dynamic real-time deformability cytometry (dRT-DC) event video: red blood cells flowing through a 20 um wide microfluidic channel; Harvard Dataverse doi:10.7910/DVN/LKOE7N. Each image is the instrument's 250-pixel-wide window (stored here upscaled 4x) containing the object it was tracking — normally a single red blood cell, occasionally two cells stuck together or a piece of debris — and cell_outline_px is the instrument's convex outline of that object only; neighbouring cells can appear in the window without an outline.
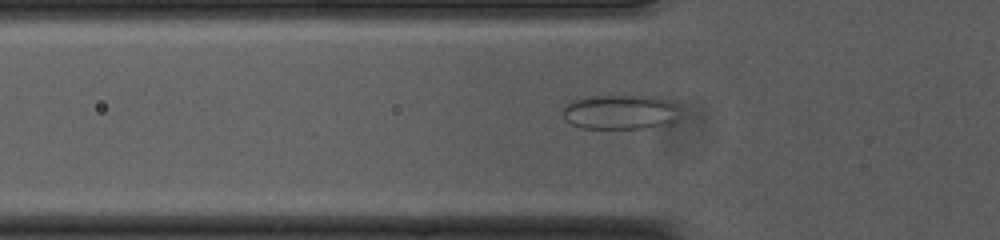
{"species": "common noctule bat (a hibernating species)", "species_latin": "Nyctalus noctula", "temperature_condition": "cold", "stored_images_in_passage": 40, "camera_frame_rate_fps": 3000, "um_per_image_px": 0.085, "animal": {"sex": "female", "body_mass_g": 23.0, "forearm_length_mm": 53.4}, "frame": {"image": 1, "passage_image": 10, "time_ms": 3.0, "image_size_px": [1000, 240], "cell_outline_px": [[672, 124], [644, 128], [584, 128], [572, 124], [564, 116], [564, 108], [572, 100], [584, 96], [656, 96], [668, 100], [672, 104]], "centroid_in_image_um": [52.63, 9.52], "position_along_channel_um": 73.2, "area_um2": 22.95}}
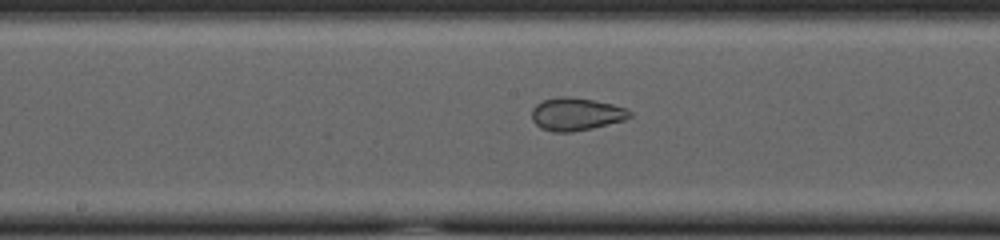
{"frame": {"image": 2, "passage_image": 20, "time_ms": 6.333, "image_size_px": [1000, 240], "cell_outline_px": [[632, 116], [624, 120], [592, 128], [572, 132], [552, 132], [540, 128], [532, 120], [532, 108], [536, 104], [544, 100], [556, 96], [568, 96], [592, 100], [612, 104], [628, 108], [632, 112]], "centroid_in_image_um": [48.97, 9.7], "position_along_channel_um": 199.2, "area_um2": 18.84}}
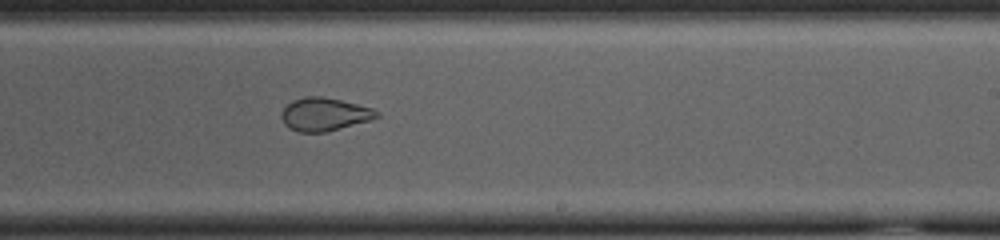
{"frame": {"image": 3, "passage_image": 25, "time_ms": 8.0, "image_size_px": [1000, 240], "cell_outline_px": [[380, 116], [368, 120], [324, 132], [300, 132], [288, 128], [284, 124], [280, 116], [280, 112], [292, 100], [304, 96], [320, 96], [340, 100], [372, 108], [380, 112]], "centroid_in_image_um": [27.52, 9.7], "position_along_channel_um": 261.5, "area_um2": 18.21}}